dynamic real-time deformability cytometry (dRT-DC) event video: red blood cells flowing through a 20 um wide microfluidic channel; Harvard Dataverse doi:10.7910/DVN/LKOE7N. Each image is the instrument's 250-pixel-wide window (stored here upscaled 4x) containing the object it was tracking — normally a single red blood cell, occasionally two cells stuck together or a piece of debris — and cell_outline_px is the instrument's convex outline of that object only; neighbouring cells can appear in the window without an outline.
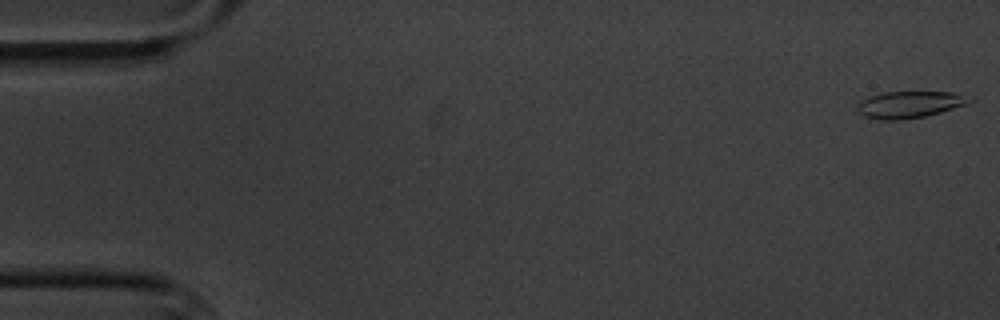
{"species": "common noctule bat (a hibernating species)", "species_latin": "Nyctalus noctula", "temperature_condition": "cold", "stored_images_in_passage": 4, "camera_frame_rate_fps": 3000, "um_per_image_px": 0.085, "animal": {"sex": "male", "body_mass_g": 20.1, "forearm_length_mm": 53.5}, "frame": {"image": 1, "passage_image": 1, "time_ms": 0.0, "image_size_px": [1000, 320], "cell_outline_px": [[976, 100], [940, 112], [924, 116], [900, 120], [880, 120], [864, 116], [856, 108], [860, 100], [868, 96], [884, 92], [952, 92], [976, 96]], "centroid_in_image_um": [77.34, 8.87], "position_along_channel_um": 7.7, "area_um2": 17.63}}